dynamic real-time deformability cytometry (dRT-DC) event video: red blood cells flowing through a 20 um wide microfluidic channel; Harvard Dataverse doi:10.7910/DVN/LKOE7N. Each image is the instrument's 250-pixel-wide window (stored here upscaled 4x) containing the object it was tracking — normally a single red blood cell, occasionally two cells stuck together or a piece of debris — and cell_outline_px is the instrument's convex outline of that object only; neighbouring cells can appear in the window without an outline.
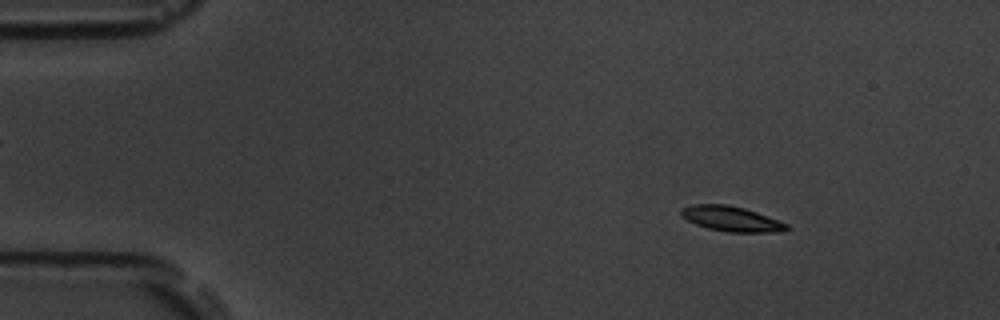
{"species": "common noctule bat (a hibernating species)", "species_latin": "Nyctalus noctula", "temperature_condition": "room temperature", "stored_images_in_passage": 57, "camera_frame_rate_fps": 3000, "um_per_image_px": 0.085, "animal": {"sex": "male", "body_mass_g": 19.5, "forearm_length_mm": 54.6}, "frame": {"image": 1, "passage_image": 8, "time_ms": 2.333, "image_size_px": [1000, 320], "cell_outline_px": [[788, 228], [776, 232], [728, 232], [708, 228], [696, 224], [680, 216], [680, 208], [692, 204], [728, 204], [744, 208], [780, 220], [788, 224]], "centroid_in_image_um": [62.13, 18.58], "position_along_channel_um": 22.9, "area_um2": 15.43}}
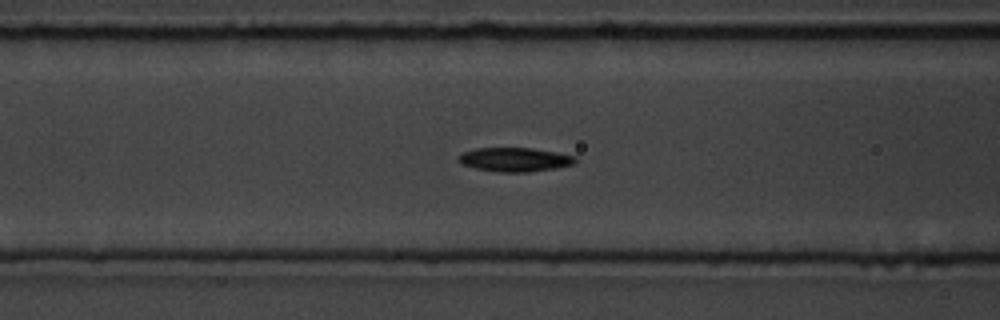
{"frame": {"image": 2, "passage_image": 23, "time_ms": 7.333, "image_size_px": [1000, 320], "cell_outline_px": [[576, 160], [572, 164], [556, 168], [528, 172], [496, 172], [476, 168], [460, 164], [456, 160], [456, 156], [464, 152], [476, 148], [532, 148], [556, 152], [576, 156]], "centroid_in_image_um": [43.7, 13.56], "position_along_channel_um": 122.9, "area_um2": 16.42}}
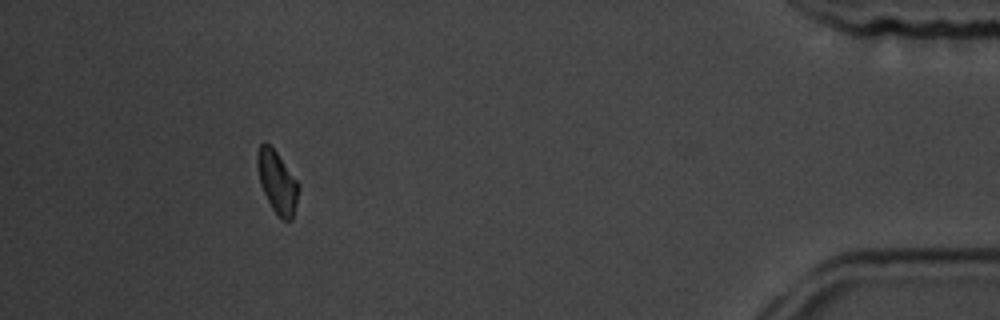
{"frame": {"image": 3, "passage_image": 52, "time_ms": 17.0, "image_size_px": [1000, 320], "cell_outline_px": [[300, 188], [292, 220], [280, 220], [272, 208], [260, 184], [256, 164], [256, 152], [260, 144], [264, 140], [276, 152], [300, 184]], "centroid_in_image_um": [23.55, 15.47], "position_along_channel_um": 411.6, "area_um2": 15.09}, "authors_computed_cell_mechanics": {"area_um2": 15.8372, "velocity_mm_per_s": 3.6159, "shape_relaxation_time_tau1_ms": 3.5899, "shape_relaxation_time_tau2_ms": null, "deformation_change_tau1": 0.1036, "deformation_change_tau2": null}}